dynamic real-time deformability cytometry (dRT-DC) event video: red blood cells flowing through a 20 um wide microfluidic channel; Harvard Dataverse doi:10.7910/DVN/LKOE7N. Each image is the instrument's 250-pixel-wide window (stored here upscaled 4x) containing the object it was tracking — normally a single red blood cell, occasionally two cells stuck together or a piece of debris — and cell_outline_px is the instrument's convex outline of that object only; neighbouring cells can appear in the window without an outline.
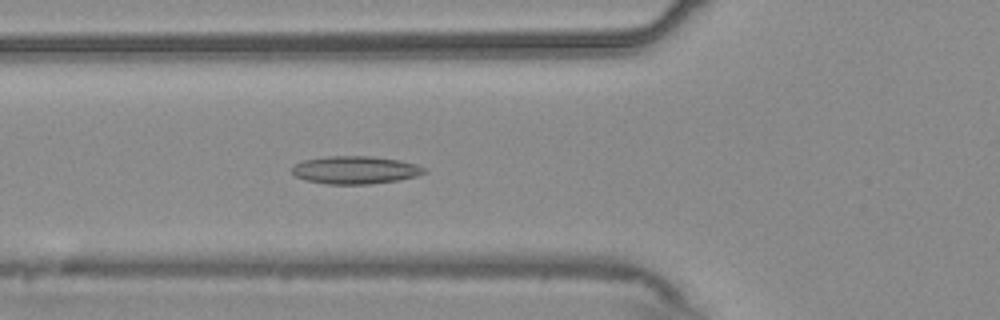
{"species": "common noctule bat (a hibernating species)", "species_latin": "Nyctalus noctula", "temperature_condition": "warm", "stored_images_in_passage": 39, "camera_frame_rate_fps": 3000, "um_per_image_px": 0.085, "animal": {"sex": "male", "body_mass_g": 20.4}, "frame": {"image": 1, "passage_image": 4, "time_ms": 1.0, "image_size_px": [1000, 320], "cell_outline_px": [[428, 172], [416, 176], [400, 180], [368, 184], [328, 184], [304, 180], [296, 176], [292, 172], [292, 168], [296, 164], [304, 160], [328, 156], [372, 156], [400, 160], [416, 164], [428, 168]], "centroid_in_image_um": [30.25, 14.45], "position_along_channel_um": 95.5, "area_um2": 21.56}}
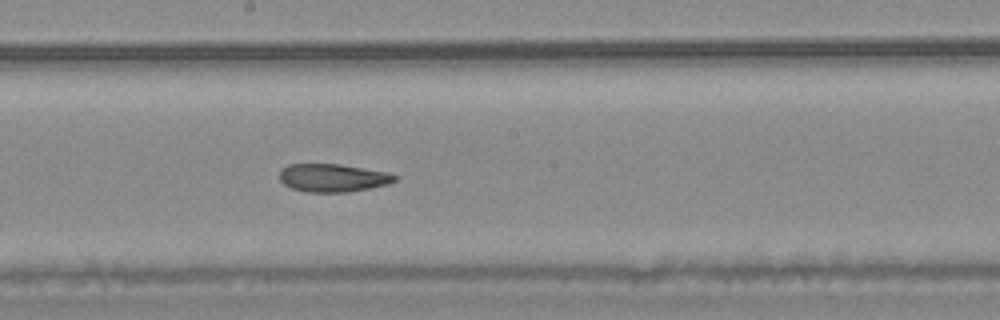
{"frame": {"image": 2, "passage_image": 14, "time_ms": 4.333, "image_size_px": [1000, 320], "cell_outline_px": [[400, 176], [396, 180], [388, 184], [348, 192], [308, 192], [292, 188], [284, 184], [280, 180], [280, 168], [288, 164], [340, 164], [388, 172]], "centroid_in_image_um": [28.3, 15.11], "position_along_channel_um": 219.9, "area_um2": 18.9}}
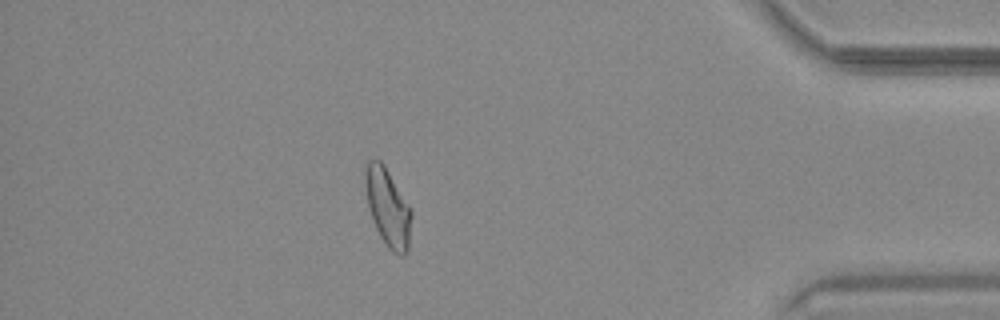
{"frame": {"image": 3, "passage_image": 32, "time_ms": 10.333, "image_size_px": [1000, 320], "cell_outline_px": [[412, 216], [408, 248], [404, 256], [392, 252], [388, 248], [380, 236], [376, 228], [368, 204], [364, 172], [368, 160], [380, 160], [384, 164], [408, 204], [412, 212]], "centroid_in_image_um": [32.98, 17.64], "position_along_channel_um": 402.2, "area_um2": 20.58}, "authors_computed_cell_mechanics": {"area_um2": 19.941, "velocity_mm_per_s": 3.7143, "shape_relaxation_time_tau1_ms": null, "shape_relaxation_time_tau2_ms": 3.8052, "deformation_change_tau1": null, "deformation_change_tau2": 0.1135}}